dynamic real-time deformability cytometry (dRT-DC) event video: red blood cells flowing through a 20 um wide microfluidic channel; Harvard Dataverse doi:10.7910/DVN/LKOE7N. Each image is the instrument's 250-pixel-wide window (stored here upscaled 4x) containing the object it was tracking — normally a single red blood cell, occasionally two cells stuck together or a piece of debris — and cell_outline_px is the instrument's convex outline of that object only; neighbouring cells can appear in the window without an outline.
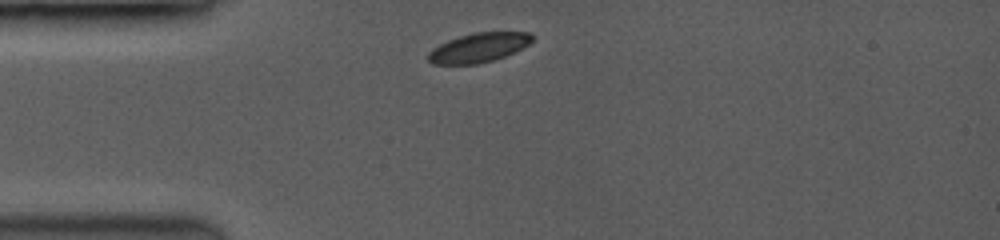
{"species": "common noctule bat (a hibernating species)", "species_latin": "Nyctalus noctula", "temperature_condition": "room temperature", "stored_images_in_passage": 4, "camera_frame_rate_fps": 3500, "um_per_image_px": 0.085, "animal": {"sex": "female", "body_mass_g": 19.0, "forearm_length_mm": 53.3}, "frame": {"image": 1, "passage_image": 1, "time_ms": 0.0, "image_size_px": [1000, 240], "cell_outline_px": [[532, 40], [528, 44], [504, 56], [492, 60], [476, 64], [432, 64], [428, 60], [428, 52], [432, 48], [448, 40], [460, 36], [476, 32], [528, 32], [532, 36]], "centroid_in_image_um": [40.63, 4.05], "position_along_channel_um": 44.4, "area_um2": 17.46}}
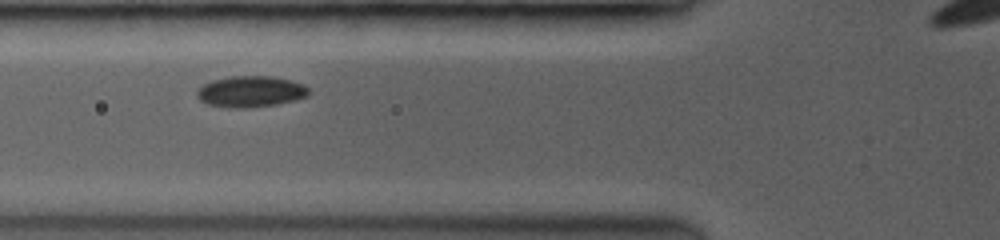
{"frame": {"image": 2, "passage_image": 3, "time_ms": 2.0, "image_size_px": [1000, 240], "cell_outline_px": [[308, 92], [304, 96], [292, 100], [276, 104], [244, 108], [236, 108], [208, 104], [200, 100], [196, 96], [196, 92], [204, 84], [212, 80], [232, 76], [272, 76], [288, 80], [300, 84], [308, 88]], "centroid_in_image_um": [21.24, 7.77], "position_along_channel_um": 104.6, "area_um2": 19.77}}